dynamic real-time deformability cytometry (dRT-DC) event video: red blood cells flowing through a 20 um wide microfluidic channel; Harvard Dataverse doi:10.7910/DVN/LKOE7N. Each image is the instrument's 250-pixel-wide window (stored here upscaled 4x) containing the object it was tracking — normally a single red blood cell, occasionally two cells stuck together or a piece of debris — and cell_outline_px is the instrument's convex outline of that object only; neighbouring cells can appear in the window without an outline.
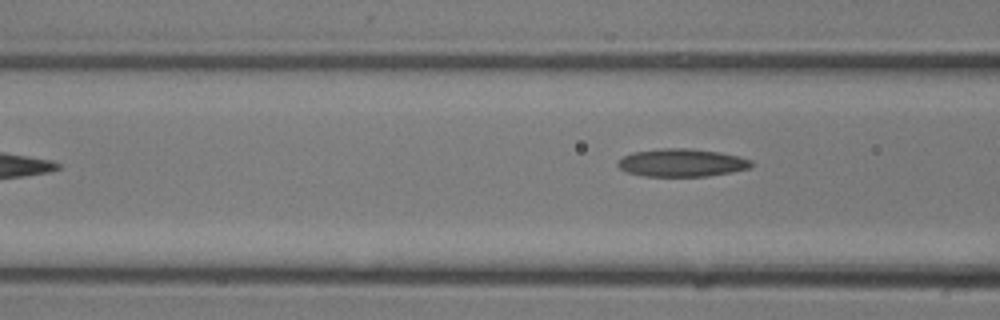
{"species": "common noctule bat (a hibernating species)", "species_latin": "Nyctalus noctula", "temperature_condition": "room temperature", "stored_images_in_passage": 10, "segment_of_instrument_passage": [2, 2], "camera_frame_rate_fps": 3000, "um_per_image_px": 0.085, "animal": {"sex": "male", "body_mass_g": 13.3}, "frame": {"image": 1, "passage_image": 10, "time_ms": 3.0, "image_size_px": [1000, 320], "cell_outline_px": [[752, 168], [732, 172], [708, 176], [644, 176], [628, 172], [620, 168], [616, 164], [624, 156], [632, 152], [664, 148], [688, 148], [720, 152], [740, 156], [752, 160]], "centroid_in_image_um": [58.0, 13.83], "position_along_channel_um": 108.6, "area_um2": 21.73}}